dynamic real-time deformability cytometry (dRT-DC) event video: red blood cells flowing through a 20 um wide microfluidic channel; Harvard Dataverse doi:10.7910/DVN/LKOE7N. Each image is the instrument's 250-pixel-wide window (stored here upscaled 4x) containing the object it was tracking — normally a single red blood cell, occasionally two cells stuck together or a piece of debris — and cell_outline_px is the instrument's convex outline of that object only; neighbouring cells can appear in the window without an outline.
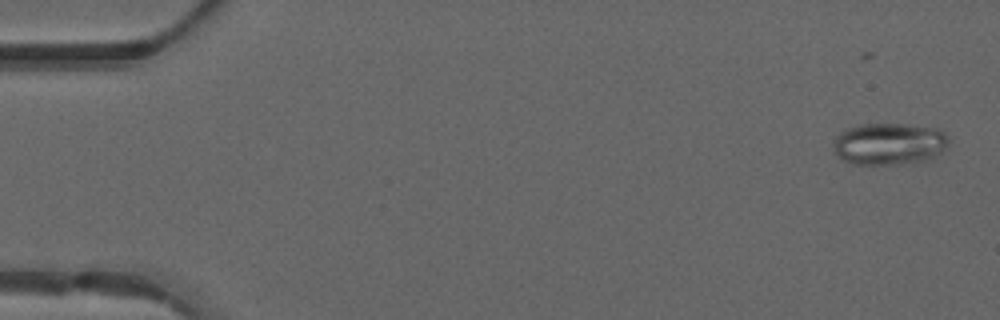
{"species": "common noctule bat (a hibernating species)", "species_latin": "Nyctalus noctula", "temperature_condition": "warm", "stored_images_in_passage": 18, "camera_frame_rate_fps": 3000, "um_per_image_px": 0.085, "animal": {"sex": "male", "forearm_length_mm": 52.5}, "frame": {"image": 1, "passage_image": 1, "time_ms": 0.0, "image_size_px": [1000, 320], "cell_outline_px": [[948, 152], [928, 160], [904, 164], [852, 164], [836, 156], [832, 144], [836, 136], [840, 132], [848, 128], [860, 124], [904, 124], [940, 128], [948, 136]], "centroid_in_image_um": [75.64, 12.23], "position_along_channel_um": 9.4, "area_um2": 28.9}}